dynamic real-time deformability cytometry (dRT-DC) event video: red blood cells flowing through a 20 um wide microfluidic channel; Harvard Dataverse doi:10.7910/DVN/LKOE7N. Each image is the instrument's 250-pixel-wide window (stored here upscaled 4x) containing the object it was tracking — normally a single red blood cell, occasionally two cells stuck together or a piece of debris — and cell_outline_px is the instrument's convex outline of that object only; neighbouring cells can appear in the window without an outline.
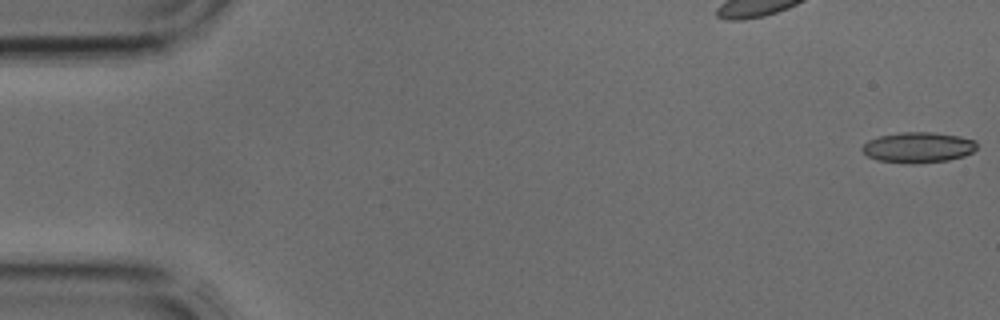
{"species": "common noctule bat (a hibernating species)", "species_latin": "Nyctalus noctula", "temperature_condition": "cold", "stored_images_in_passage": 4, "camera_frame_rate_fps": 3000, "um_per_image_px": 0.085, "animal": {"sex": "male", "body_mass_g": 17.9, "forearm_length_mm": 54.2}, "frame": {"image": 1, "passage_image": 1, "time_ms": 0.0, "image_size_px": [1000, 320], "cell_outline_px": [[976, 148], [972, 152], [964, 156], [948, 160], [876, 160], [868, 156], [860, 148], [868, 140], [880, 136], [900, 132], [932, 132], [960, 136], [976, 140]], "centroid_in_image_um": [78.07, 12.46], "position_along_channel_um": 6.9, "area_um2": 19.42}}
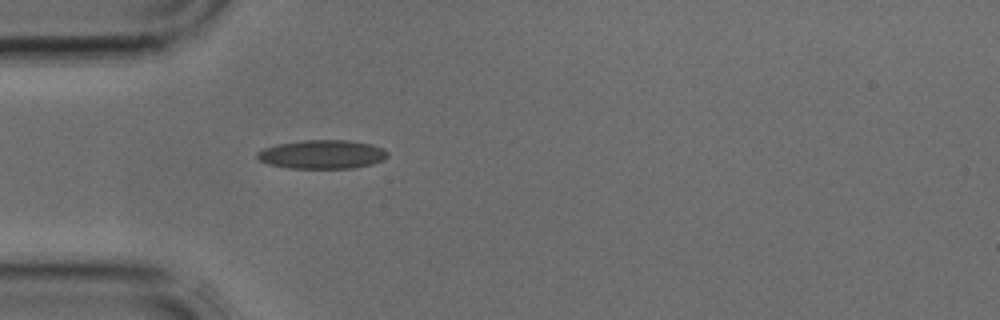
{"frame": {"image": 2, "passage_image": 4, "time_ms": 1.0, "image_size_px": [1000, 320], "cell_outline_px": [[388, 156], [384, 160], [372, 164], [356, 168], [288, 168], [268, 164], [260, 160], [256, 156], [256, 152], [264, 148], [276, 144], [304, 140], [348, 140], [372, 144], [384, 148], [388, 152]], "centroid_in_image_um": [27.41, 13.12], "position_along_channel_um": 57.6, "area_um2": 22.08}}